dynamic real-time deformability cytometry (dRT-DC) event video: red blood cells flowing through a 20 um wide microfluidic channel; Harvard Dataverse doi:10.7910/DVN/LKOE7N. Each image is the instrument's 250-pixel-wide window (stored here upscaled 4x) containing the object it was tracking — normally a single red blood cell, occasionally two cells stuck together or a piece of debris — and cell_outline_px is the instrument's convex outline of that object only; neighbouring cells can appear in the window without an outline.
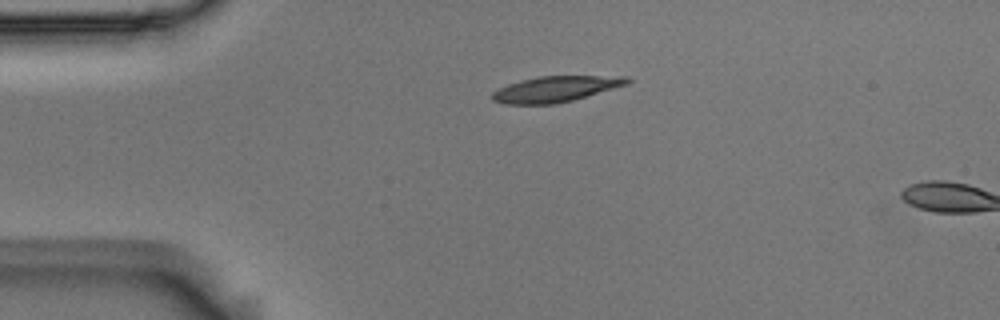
{"species": "Egyptian fruit bat (a non-hibernating species)", "species_latin": "Rousettus aegyptiacus", "temperature_condition": "room temperature", "stored_images_in_passage": 2, "camera_frame_rate_fps": 3000, "um_per_image_px": 0.085, "animal": {"sex": "male"}, "frame": {"image": 1, "passage_image": 2, "time_ms": 0.333, "image_size_px": [1000, 320], "cell_outline_px": [[632, 80], [628, 84], [572, 100], [552, 104], [504, 104], [492, 100], [492, 92], [508, 84], [520, 80], [536, 76], [628, 76]], "centroid_in_image_um": [47.22, 7.56], "position_along_channel_um": 37.8, "area_um2": 20.17}}